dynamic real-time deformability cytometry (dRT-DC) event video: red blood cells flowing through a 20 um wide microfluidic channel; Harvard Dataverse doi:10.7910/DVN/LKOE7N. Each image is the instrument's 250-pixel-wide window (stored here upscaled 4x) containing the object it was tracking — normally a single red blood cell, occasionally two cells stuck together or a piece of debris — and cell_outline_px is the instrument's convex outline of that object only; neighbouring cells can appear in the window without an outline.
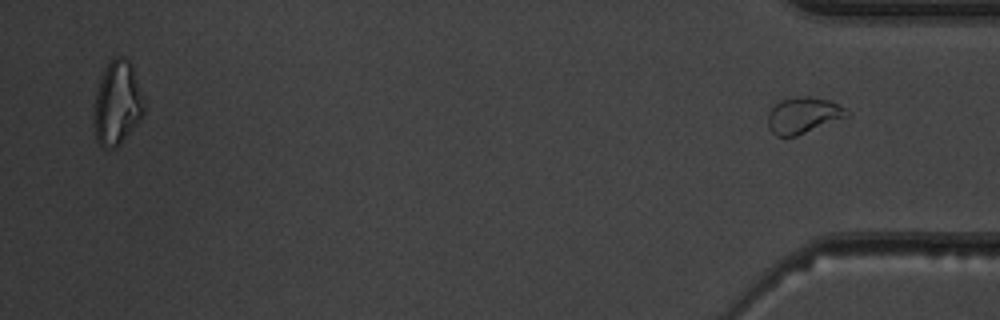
{"species": "common noctule bat (a hibernating species)", "species_latin": "Nyctalus noctula", "temperature_condition": "warm", "stored_images_in_passage": 50, "segment_of_instrument_passage": [2, 2], "camera_frame_rate_fps": 3000, "um_per_image_px": 0.085, "animal": {"sex": "male", "body_mass_g": 19.5, "forearm_length_mm": 54.6}, "frame": {"image": 1, "passage_image": 50, "time_ms": 16.333, "image_size_px": [1000, 320], "cell_outline_px": [[852, 116], [796, 136], [776, 136], [768, 128], [768, 112], [780, 100], [800, 96], [808, 96], [828, 100], [844, 108]], "centroid_in_image_um": [68.29, 9.81], "position_along_channel_um": 366.9, "area_um2": 16.7}}